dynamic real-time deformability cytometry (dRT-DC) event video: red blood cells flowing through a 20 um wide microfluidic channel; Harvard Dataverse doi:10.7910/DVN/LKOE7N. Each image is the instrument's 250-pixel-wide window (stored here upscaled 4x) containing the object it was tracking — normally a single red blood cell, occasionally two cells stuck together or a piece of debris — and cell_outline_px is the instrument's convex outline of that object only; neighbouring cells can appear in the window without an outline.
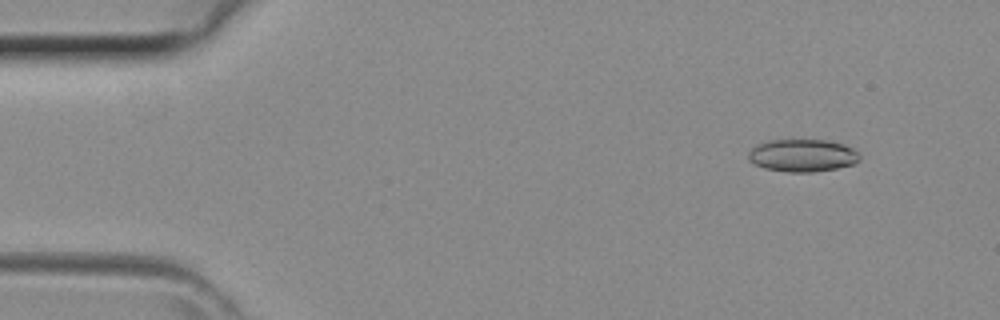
{"species": "common noctule bat (a hibernating species)", "species_latin": "Nyctalus noctula", "temperature_condition": "room temperature", "stored_images_in_passage": 42, "camera_frame_rate_fps": 3000, "um_per_image_px": 0.085, "animal": {"sex": "female", "body_mass_g": 29.2, "forearm_length_mm": 56.3}, "frame": {"image": 1, "passage_image": 4, "time_ms": 1.0, "image_size_px": [1000, 320], "cell_outline_px": [[860, 160], [852, 164], [836, 168], [812, 172], [788, 172], [764, 168], [748, 160], [748, 152], [756, 144], [764, 140], [828, 140], [844, 144], [852, 148], [860, 156]], "centroid_in_image_um": [68.18, 13.2], "position_along_channel_um": 16.8, "area_um2": 21.15}}
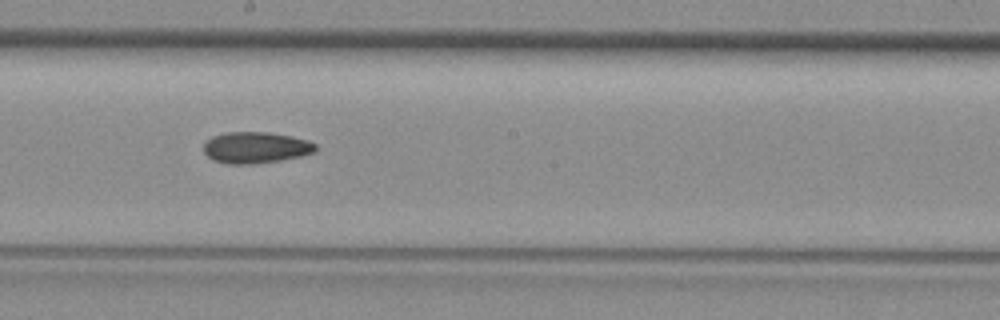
{"frame": {"image": 2, "passage_image": 23, "time_ms": 7.333, "image_size_px": [1000, 320], "cell_outline_px": [[316, 152], [300, 156], [280, 160], [248, 164], [228, 164], [212, 160], [204, 152], [204, 144], [212, 136], [228, 132], [268, 132], [292, 136], [308, 140], [316, 144]], "centroid_in_image_um": [21.74, 12.54], "position_along_channel_um": 226.5, "area_um2": 20.4}}
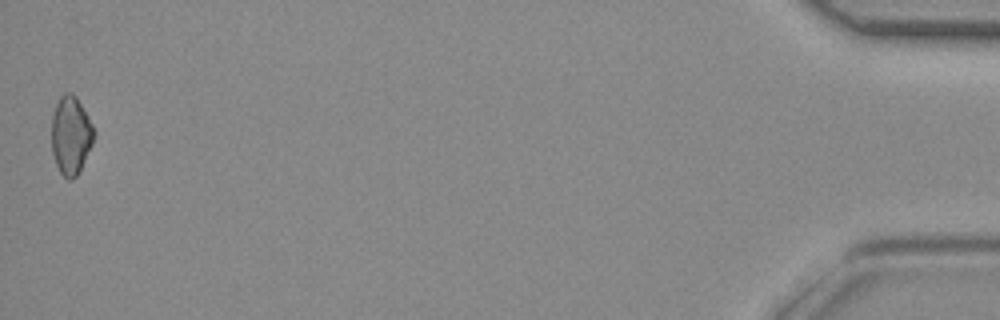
{"frame": {"image": 3, "passage_image": 42, "time_ms": 13.667, "image_size_px": [1000, 320], "cell_outline_px": [[96, 132], [92, 144], [76, 176], [72, 180], [68, 180], [60, 172], [56, 164], [52, 152], [52, 116], [56, 104], [60, 96], [64, 92], [72, 92], [76, 96], [92, 124]], "centroid_in_image_um": [6.01, 11.48], "position_along_channel_um": 429.2, "area_um2": 19.19}}